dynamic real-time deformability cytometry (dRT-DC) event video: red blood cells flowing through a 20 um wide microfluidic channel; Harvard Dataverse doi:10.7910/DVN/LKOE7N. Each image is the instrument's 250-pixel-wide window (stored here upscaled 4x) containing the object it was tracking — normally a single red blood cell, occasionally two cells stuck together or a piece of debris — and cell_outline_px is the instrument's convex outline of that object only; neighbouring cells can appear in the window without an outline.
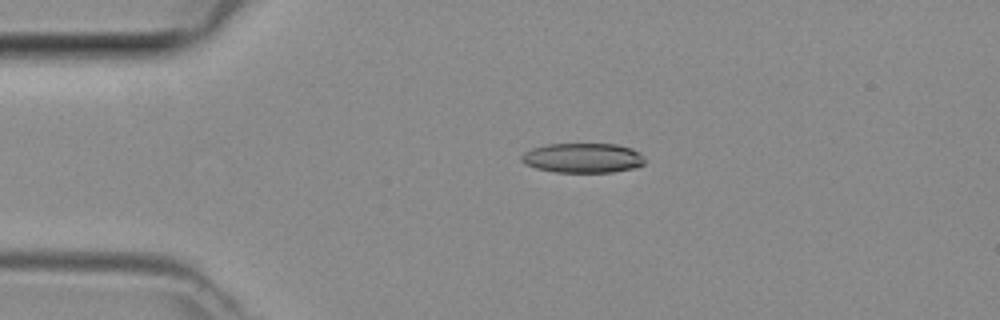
{"species": "common noctule bat (a hibernating species)", "species_latin": "Nyctalus noctula", "temperature_condition": "room temperature", "stored_images_in_passage": 3, "camera_frame_rate_fps": 3000, "um_per_image_px": 0.085, "animal": {"sex": "female", "body_mass_g": 29.2, "forearm_length_mm": 56.3}, "frame": {"image": 1, "passage_image": 3, "time_ms": 0.667, "image_size_px": [1000, 320], "cell_outline_px": [[644, 164], [636, 168], [612, 172], [556, 172], [536, 168], [524, 164], [520, 160], [520, 156], [524, 152], [532, 148], [548, 144], [616, 144], [632, 148], [640, 152], [644, 160]], "centroid_in_image_um": [49.53, 13.42], "position_along_channel_um": 35.5, "area_um2": 21.5}}